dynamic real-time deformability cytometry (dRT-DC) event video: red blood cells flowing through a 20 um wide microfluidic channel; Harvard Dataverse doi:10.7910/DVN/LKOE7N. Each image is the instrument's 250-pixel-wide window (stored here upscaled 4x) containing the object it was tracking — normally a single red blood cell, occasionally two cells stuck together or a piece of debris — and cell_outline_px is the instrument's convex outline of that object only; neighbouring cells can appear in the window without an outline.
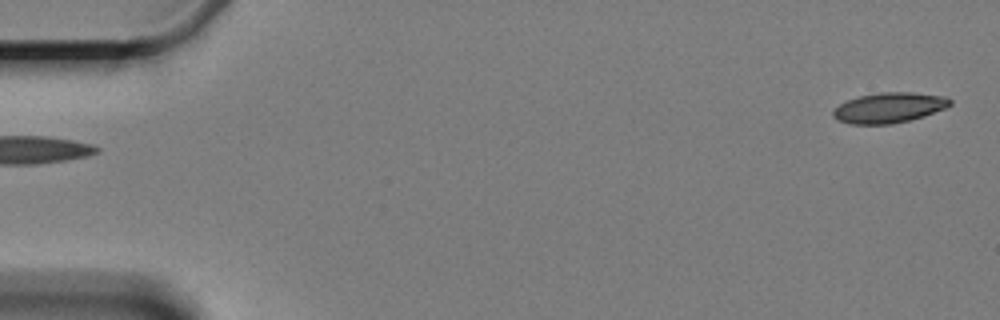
{"species": "Egyptian fruit bat (a non-hibernating species)", "species_latin": "Rousettus aegyptiacus", "temperature_condition": "cold", "stored_images_in_passage": 3, "segment_of_instrument_passage": [2, 2], "camera_frame_rate_fps": 3000, "um_per_image_px": 0.085, "animal": {"sex": "female"}, "frame": {"image": 1, "passage_image": 3, "time_ms": 3.333, "image_size_px": [1000, 320], "cell_outline_px": [[952, 104], [944, 108], [924, 116], [892, 124], [848, 124], [836, 120], [832, 116], [832, 112], [840, 104], [848, 100], [860, 96], [880, 92], [912, 92], [944, 96], [952, 100]], "centroid_in_image_um": [75.55, 9.16], "position_along_channel_um": 9.4, "area_um2": 20.58}}